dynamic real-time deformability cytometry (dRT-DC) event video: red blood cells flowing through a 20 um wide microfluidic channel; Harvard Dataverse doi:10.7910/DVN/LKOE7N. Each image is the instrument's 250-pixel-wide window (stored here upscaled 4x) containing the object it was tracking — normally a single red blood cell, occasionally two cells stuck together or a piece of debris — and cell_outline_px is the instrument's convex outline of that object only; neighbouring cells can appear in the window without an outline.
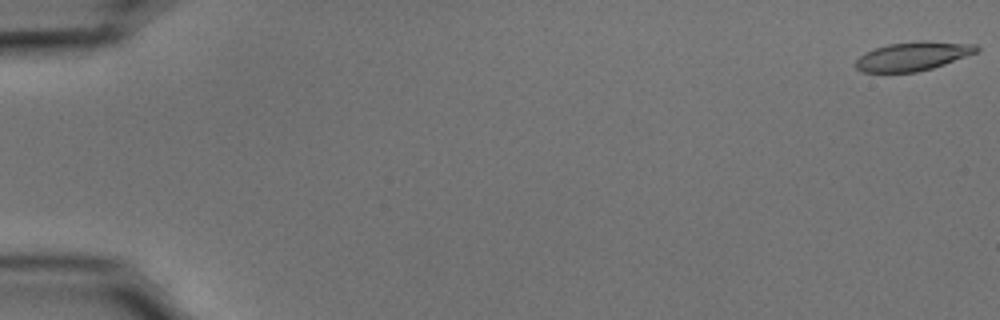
{"species": "common noctule bat (a hibernating species)", "species_latin": "Nyctalus noctula", "temperature_condition": "cold", "stored_images_in_passage": 11, "camera_frame_rate_fps": 3000, "um_per_image_px": 0.085, "animal": {"sex": "male", "body_mass_g": 15.6}, "frame": {"image": 1, "passage_image": 1, "time_ms": 0.0, "image_size_px": [1000, 320], "cell_outline_px": [[980, 48], [976, 52], [944, 64], [932, 68], [916, 72], [864, 72], [856, 68], [856, 60], [864, 52], [888, 44], [920, 40], [928, 40], [976, 44]], "centroid_in_image_um": [77.6, 4.76], "position_along_channel_um": 7.4, "area_um2": 20.29}}